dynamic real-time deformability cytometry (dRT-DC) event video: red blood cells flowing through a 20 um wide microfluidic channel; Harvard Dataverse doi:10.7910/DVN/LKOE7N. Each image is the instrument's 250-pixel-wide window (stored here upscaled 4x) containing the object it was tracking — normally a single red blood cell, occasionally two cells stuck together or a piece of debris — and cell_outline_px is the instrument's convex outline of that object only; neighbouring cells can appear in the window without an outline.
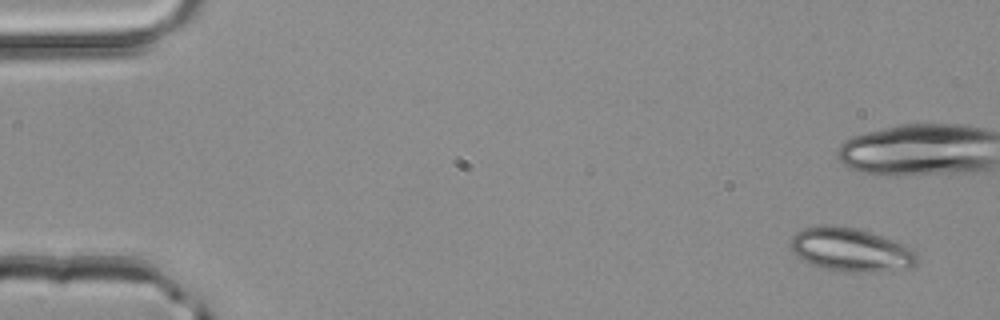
{"species": "common noctule bat (a hibernating species)", "species_latin": "Nyctalus noctula", "temperature_condition": "room temperature", "stored_images_in_passage": 4, "camera_frame_rate_fps": 3000, "um_per_image_px": 0.085, "animal": {"sex": "male", "body_mass_g": 20.4}, "frame": {"image": 1, "passage_image": 1, "time_ms": 0.0, "image_size_px": [1000, 320], "cell_outline_px": [[916, 264], [908, 268], [880, 272], [844, 272], [824, 268], [804, 260], [796, 256], [788, 248], [788, 244], [792, 236], [796, 232], [804, 228], [824, 224], [856, 228], [904, 244], [912, 248], [916, 252]], "centroid_in_image_um": [72.28, 21.23], "position_along_channel_um": 12.7, "area_um2": 32.19}}